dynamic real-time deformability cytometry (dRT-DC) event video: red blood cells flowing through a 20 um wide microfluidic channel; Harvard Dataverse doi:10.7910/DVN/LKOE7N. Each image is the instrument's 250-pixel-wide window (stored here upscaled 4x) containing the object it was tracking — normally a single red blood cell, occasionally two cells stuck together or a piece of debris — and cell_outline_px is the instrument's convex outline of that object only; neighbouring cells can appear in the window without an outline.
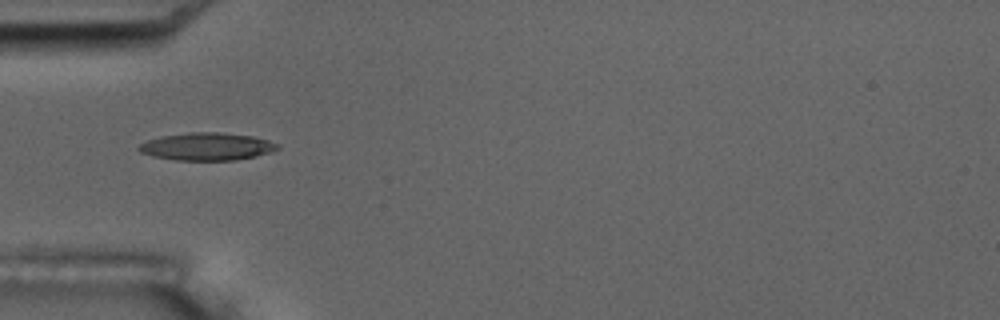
{"species": "common noctule bat (a hibernating species)", "species_latin": "Nyctalus noctula", "temperature_condition": "room temperature", "stored_images_in_passage": 7, "camera_frame_rate_fps": 3000, "um_per_image_px": 0.085, "animal": {"sex": "male", "body_mass_g": 17.5, "forearm_length_mm": 52.3}, "frame": {"image": 1, "passage_image": 3, "time_ms": 3.0, "image_size_px": [1000, 320], "cell_outline_px": [[280, 148], [272, 152], [256, 156], [232, 160], [176, 160], [152, 156], [140, 152], [136, 148], [140, 144], [148, 140], [160, 136], [192, 132], [220, 132], [252, 136], [268, 140], [280, 144]], "centroid_in_image_um": [17.6, 12.45], "position_along_channel_um": 67.4, "area_um2": 22.37}}
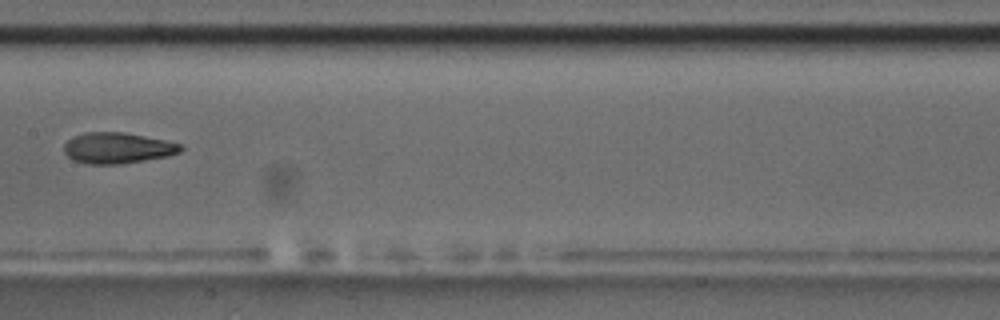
{"frame": {"image": 2, "passage_image": 6, "time_ms": 6.667, "image_size_px": [1000, 320], "cell_outline_px": [[184, 148], [180, 152], [168, 156], [120, 164], [88, 164], [72, 160], [64, 152], [64, 144], [72, 136], [84, 132], [124, 132], [164, 140], [180, 144]], "centroid_in_image_um": [9.95, 12.58], "position_along_channel_um": 197.4, "area_um2": 21.04}}